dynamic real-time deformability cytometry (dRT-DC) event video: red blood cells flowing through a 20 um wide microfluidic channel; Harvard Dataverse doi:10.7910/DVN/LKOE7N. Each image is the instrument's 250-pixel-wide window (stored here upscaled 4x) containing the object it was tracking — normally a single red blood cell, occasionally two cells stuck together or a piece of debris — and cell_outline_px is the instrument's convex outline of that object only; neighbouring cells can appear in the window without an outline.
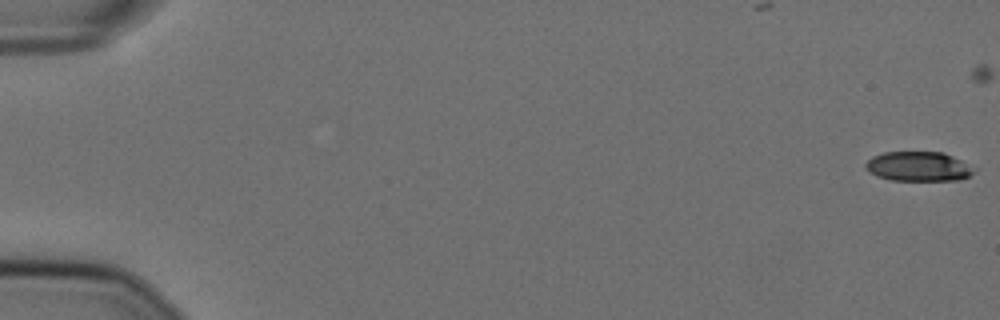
{"species": "Egyptian fruit bat (a non-hibernating species)", "species_latin": "Rousettus aegyptiacus", "temperature_condition": "cold", "stored_images_in_passage": 33, "camera_frame_rate_fps": 3000, "um_per_image_px": 0.085, "animal": {"sex": "female"}, "frame": {"image": 1, "passage_image": 1, "time_ms": 0.0, "image_size_px": [1000, 320], "cell_outline_px": [[976, 168], [968, 176], [960, 180], [892, 180], [876, 176], [868, 172], [864, 168], [864, 164], [872, 156], [884, 152], [944, 152]], "centroid_in_image_um": [78.02, 14.14], "position_along_channel_um": 7.0, "area_um2": 18.73}}
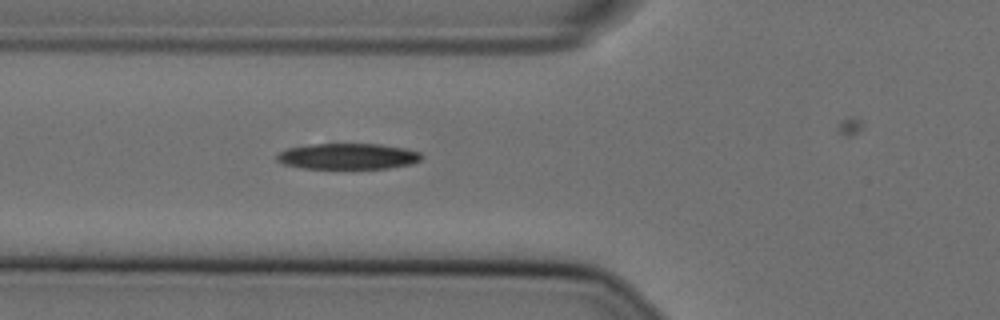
{"frame": {"image": 2, "passage_image": 22, "time_ms": 7.0, "image_size_px": [1000, 320], "cell_outline_px": [[420, 160], [412, 164], [388, 168], [304, 168], [284, 164], [276, 160], [276, 156], [280, 152], [288, 148], [312, 144], [380, 144], [404, 148], [420, 152]], "centroid_in_image_um": [29.56, 13.28], "position_along_channel_um": 96.2, "area_um2": 21.62}}
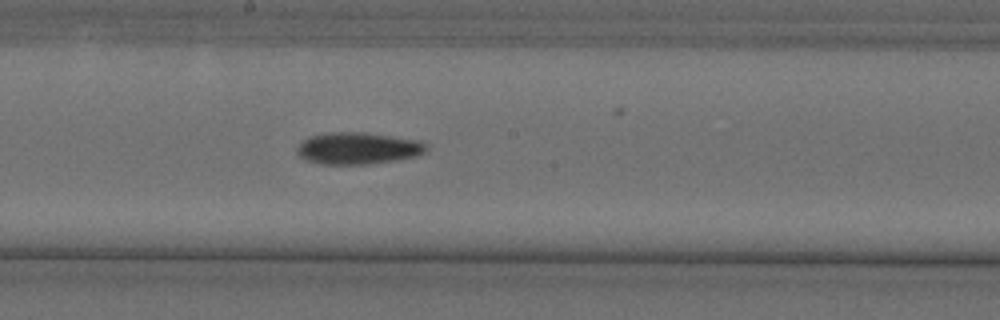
{"frame": {"image": 3, "passage_image": 32, "time_ms": 10.333, "image_size_px": [1000, 320], "cell_outline_px": [[428, 148], [424, 152], [416, 156], [396, 160], [368, 164], [324, 164], [308, 160], [300, 156], [296, 152], [296, 148], [308, 136], [328, 132], [364, 132], [420, 140], [428, 144]], "centroid_in_image_um": [30.45, 12.59], "position_along_channel_um": 217.8, "area_um2": 24.04}}